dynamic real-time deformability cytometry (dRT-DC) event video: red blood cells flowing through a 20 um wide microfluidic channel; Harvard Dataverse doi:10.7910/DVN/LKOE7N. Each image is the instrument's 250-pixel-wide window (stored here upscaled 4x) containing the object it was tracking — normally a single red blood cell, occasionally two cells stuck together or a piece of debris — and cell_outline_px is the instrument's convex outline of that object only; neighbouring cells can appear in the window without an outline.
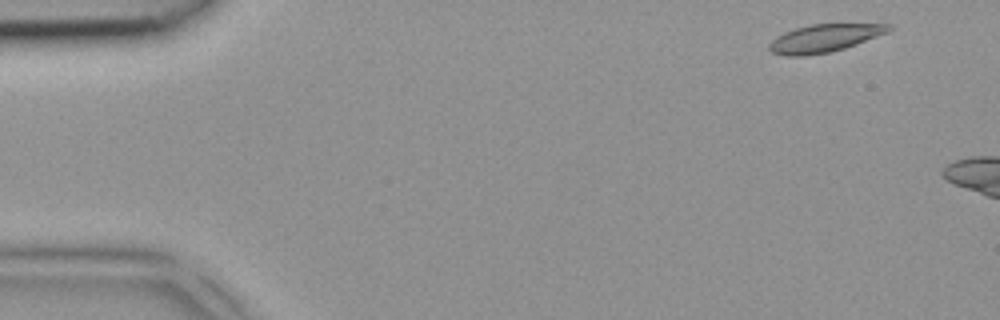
{"species": "common noctule bat (a hibernating species)", "species_latin": "Nyctalus noctula", "temperature_condition": "room temperature", "stored_images_in_passage": 4, "segment_of_instrument_passage": [2, 2], "camera_frame_rate_fps": 3000, "um_per_image_px": 0.085, "animal": {"sex": "female", "body_mass_g": 18.4}, "frame": {"image": 1, "passage_image": 4, "time_ms": 1.0, "image_size_px": [1000, 320], "cell_outline_px": [[892, 28], [888, 32], [856, 44], [844, 48], [828, 52], [804, 56], [788, 56], [772, 52], [768, 48], [768, 44], [776, 36], [784, 32], [796, 28], [812, 24], [892, 24]], "centroid_in_image_um": [70.05, 3.24], "position_along_channel_um": 15.0, "area_um2": 19.19}}